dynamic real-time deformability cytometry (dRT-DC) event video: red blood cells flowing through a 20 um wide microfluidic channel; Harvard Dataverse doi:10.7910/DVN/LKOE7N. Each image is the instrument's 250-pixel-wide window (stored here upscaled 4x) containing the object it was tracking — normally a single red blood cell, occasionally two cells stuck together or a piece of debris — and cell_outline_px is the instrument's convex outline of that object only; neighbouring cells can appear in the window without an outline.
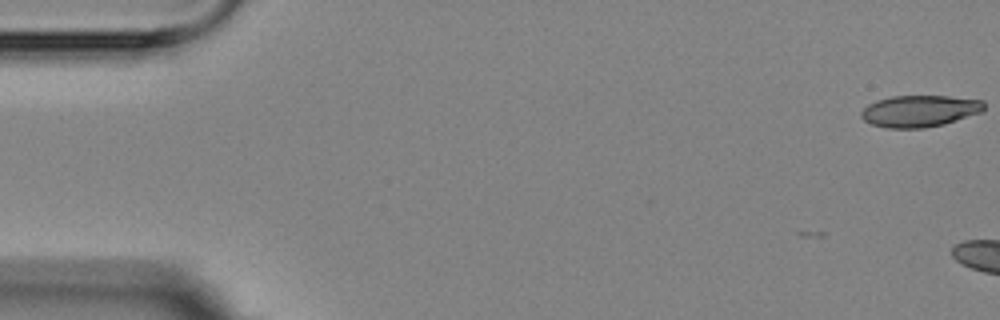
{"species": "Egyptian fruit bat (a non-hibernating species)", "species_latin": "Rousettus aegyptiacus", "temperature_condition": "room temperature", "stored_images_in_passage": 3, "camera_frame_rate_fps": 3000, "um_per_image_px": 0.085, "animal": {"sex": "female"}, "frame": {"image": 1, "passage_image": 1, "time_ms": 0.0, "image_size_px": [1000, 320], "cell_outline_px": [[984, 112], [944, 124], [924, 128], [888, 128], [872, 124], [864, 120], [860, 116], [860, 112], [868, 104], [876, 100], [892, 96], [948, 96], [984, 100]], "centroid_in_image_um": [78.19, 9.43], "position_along_channel_um": 6.8, "area_um2": 22.83}}